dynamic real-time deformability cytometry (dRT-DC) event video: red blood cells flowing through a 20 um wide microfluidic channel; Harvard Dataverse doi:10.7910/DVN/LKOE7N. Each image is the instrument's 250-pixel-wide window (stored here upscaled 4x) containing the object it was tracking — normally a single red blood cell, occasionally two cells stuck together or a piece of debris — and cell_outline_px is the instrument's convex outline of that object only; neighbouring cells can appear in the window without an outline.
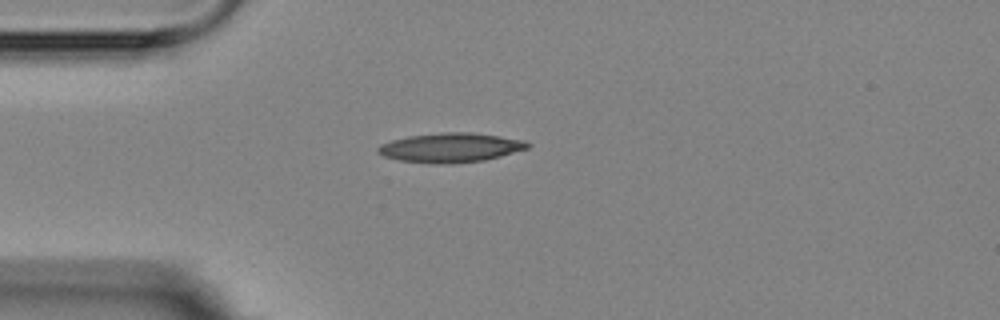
{"species": "Egyptian fruit bat (a non-hibernating species)", "species_latin": "Rousettus aegyptiacus", "temperature_condition": "room temperature", "stored_images_in_passage": 5, "camera_frame_rate_fps": 3000, "um_per_image_px": 0.085, "animal": {"sex": "female"}, "frame": {"image": 1, "passage_image": 1, "time_ms": 0.0, "image_size_px": [1000, 320], "cell_outline_px": [[532, 144], [528, 148], [500, 156], [484, 160], [452, 164], [400, 160], [384, 156], [376, 152], [376, 148], [380, 144], [392, 140], [408, 136], [440, 132], [472, 132], [500, 136], [524, 140]], "centroid_in_image_um": [38.3, 12.53], "position_along_channel_um": 46.7, "area_um2": 25.49}}
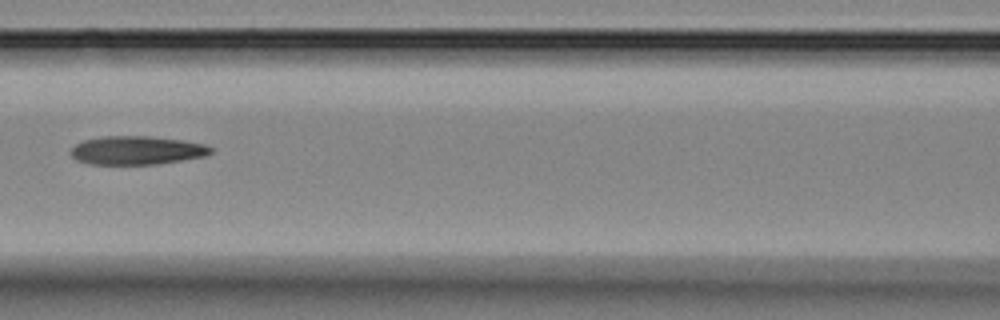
{"frame": {"image": 2, "passage_image": 4, "time_ms": 3.333, "image_size_px": [1000, 320], "cell_outline_px": [[212, 152], [204, 156], [156, 164], [88, 164], [76, 160], [72, 156], [72, 148], [76, 144], [84, 140], [104, 136], [148, 136], [184, 140], [204, 144], [212, 148]], "centroid_in_image_um": [11.62, 12.77], "position_along_channel_um": 155.0, "area_um2": 23.12}}
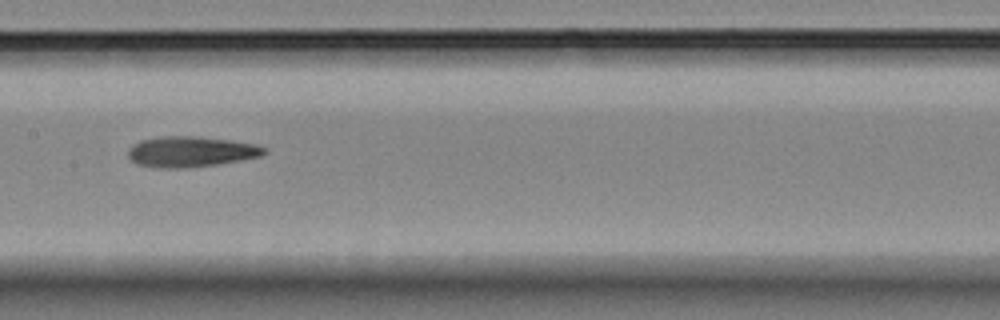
{"frame": {"image": 3, "passage_image": 5, "time_ms": 4.333, "image_size_px": [1000, 320], "cell_outline_px": [[268, 152], [260, 156], [240, 160], [216, 164], [184, 168], [156, 168], [136, 164], [128, 156], [128, 148], [132, 144], [140, 140], [160, 136], [200, 136], [256, 144], [268, 148]], "centroid_in_image_um": [16.2, 12.89], "position_along_channel_um": 191.2, "area_um2": 24.45}}